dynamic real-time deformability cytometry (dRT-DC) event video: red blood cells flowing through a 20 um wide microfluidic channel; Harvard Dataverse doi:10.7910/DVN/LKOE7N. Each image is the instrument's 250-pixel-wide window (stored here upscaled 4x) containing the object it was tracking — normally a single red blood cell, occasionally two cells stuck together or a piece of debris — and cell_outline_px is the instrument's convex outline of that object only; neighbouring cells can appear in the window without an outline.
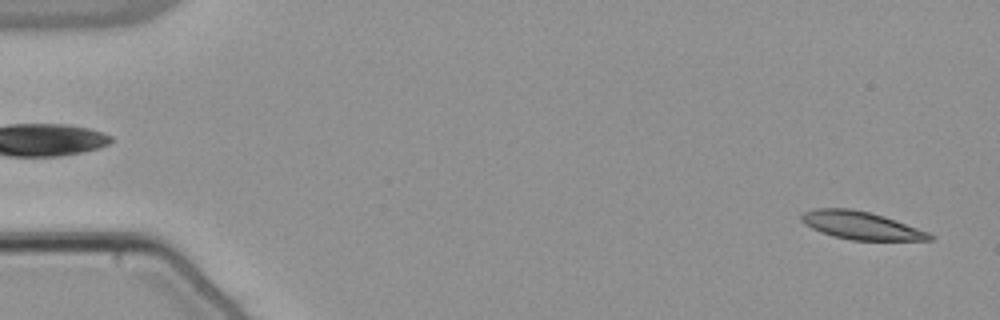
{"species": "common noctule bat (a hibernating species)", "species_latin": "Nyctalus noctula", "temperature_condition": "warm", "stored_images_in_passage": 54, "camera_frame_rate_fps": 3000, "um_per_image_px": 0.085, "animal": {"sex": "male", "body_mass_g": 21.5, "forearm_length_mm": 52.0}, "frame": {"image": 1, "passage_image": 2, "time_ms": 0.333, "image_size_px": [1000, 320], "cell_outline_px": [[936, 236], [932, 240], [852, 240], [832, 236], [820, 232], [804, 224], [800, 220], [800, 216], [804, 212], [816, 208], [852, 208], [884, 216], [928, 232]], "centroid_in_image_um": [73.16, 19.16], "position_along_channel_um": 11.8, "area_um2": 20.81}}
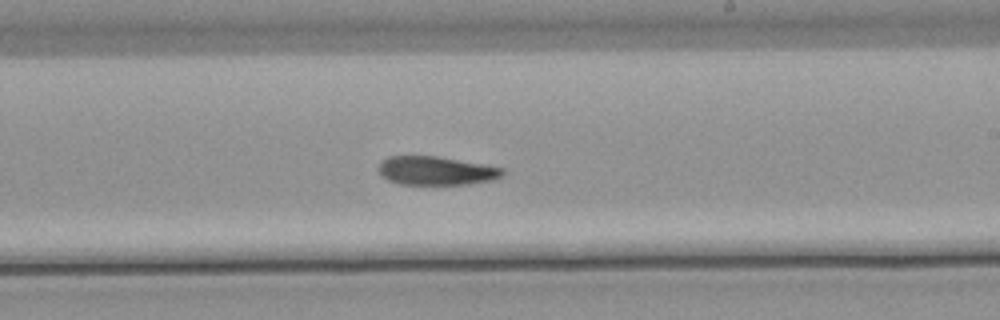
{"frame": {"image": 2, "passage_image": 32, "time_ms": 10.333, "image_size_px": [1000, 320], "cell_outline_px": [[508, 172], [492, 180], [468, 184], [400, 184], [388, 180], [380, 176], [380, 164], [388, 156], [436, 156], [504, 168]], "centroid_in_image_um": [37.09, 14.51], "position_along_channel_um": 251.9, "area_um2": 20.52}}
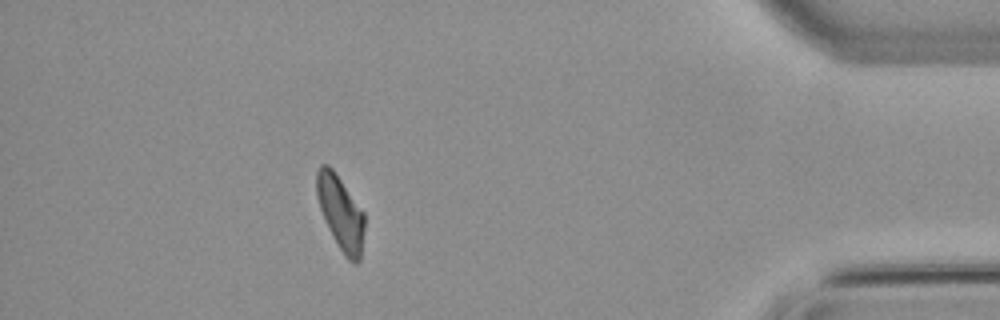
{"frame": {"image": 3, "passage_image": 48, "time_ms": 15.667, "image_size_px": [1000, 320], "cell_outline_px": [[364, 228], [360, 260], [356, 264], [352, 264], [344, 256], [332, 236], [328, 228], [320, 208], [316, 196], [316, 172], [320, 164], [328, 164], [332, 168], [364, 212]], "centroid_in_image_um": [28.94, 18.1], "position_along_channel_um": 406.3, "area_um2": 20.69}, "authors_computed_cell_mechanics": {"area_um2": 21.4727, "velocity_mm_per_s": 3.8029, "shape_relaxation_time_tau1_ms": 5.593, "shape_relaxation_time_tau2_ms": null, "deformation_change_tau1": 0.1686, "deformation_change_tau2": null}}